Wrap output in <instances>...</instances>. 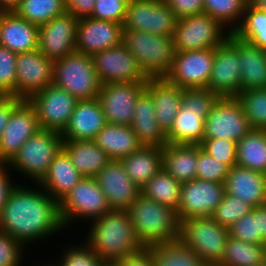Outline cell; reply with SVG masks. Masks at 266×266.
Returning a JSON list of instances; mask_svg holds the SVG:
<instances>
[{"label":"cell","mask_w":266,"mask_h":266,"mask_svg":"<svg viewBox=\"0 0 266 266\" xmlns=\"http://www.w3.org/2000/svg\"><path fill=\"white\" fill-rule=\"evenodd\" d=\"M206 115L181 105L172 127L166 133L167 143L200 145L205 133Z\"/></svg>","instance_id":"34"},{"label":"cell","mask_w":266,"mask_h":266,"mask_svg":"<svg viewBox=\"0 0 266 266\" xmlns=\"http://www.w3.org/2000/svg\"><path fill=\"white\" fill-rule=\"evenodd\" d=\"M120 161L126 174L141 189L162 170L163 147L142 146Z\"/></svg>","instance_id":"31"},{"label":"cell","mask_w":266,"mask_h":266,"mask_svg":"<svg viewBox=\"0 0 266 266\" xmlns=\"http://www.w3.org/2000/svg\"><path fill=\"white\" fill-rule=\"evenodd\" d=\"M258 232L266 244V204L258 206Z\"/></svg>","instance_id":"57"},{"label":"cell","mask_w":266,"mask_h":266,"mask_svg":"<svg viewBox=\"0 0 266 266\" xmlns=\"http://www.w3.org/2000/svg\"><path fill=\"white\" fill-rule=\"evenodd\" d=\"M112 266H153V264L148 253L143 250L136 255L114 261Z\"/></svg>","instance_id":"55"},{"label":"cell","mask_w":266,"mask_h":266,"mask_svg":"<svg viewBox=\"0 0 266 266\" xmlns=\"http://www.w3.org/2000/svg\"><path fill=\"white\" fill-rule=\"evenodd\" d=\"M137 238L144 248L180 237L177 210L140 194L128 209Z\"/></svg>","instance_id":"3"},{"label":"cell","mask_w":266,"mask_h":266,"mask_svg":"<svg viewBox=\"0 0 266 266\" xmlns=\"http://www.w3.org/2000/svg\"><path fill=\"white\" fill-rule=\"evenodd\" d=\"M201 148L212 158L230 168L237 165V143L227 139H203Z\"/></svg>","instance_id":"47"},{"label":"cell","mask_w":266,"mask_h":266,"mask_svg":"<svg viewBox=\"0 0 266 266\" xmlns=\"http://www.w3.org/2000/svg\"><path fill=\"white\" fill-rule=\"evenodd\" d=\"M152 97L159 126L167 133L182 105L183 89L164 78H149L145 89Z\"/></svg>","instance_id":"27"},{"label":"cell","mask_w":266,"mask_h":266,"mask_svg":"<svg viewBox=\"0 0 266 266\" xmlns=\"http://www.w3.org/2000/svg\"><path fill=\"white\" fill-rule=\"evenodd\" d=\"M40 130L34 107L11 96V115L0 137V163L8 164L24 143Z\"/></svg>","instance_id":"10"},{"label":"cell","mask_w":266,"mask_h":266,"mask_svg":"<svg viewBox=\"0 0 266 266\" xmlns=\"http://www.w3.org/2000/svg\"><path fill=\"white\" fill-rule=\"evenodd\" d=\"M177 18L162 0H128L123 29L173 36Z\"/></svg>","instance_id":"11"},{"label":"cell","mask_w":266,"mask_h":266,"mask_svg":"<svg viewBox=\"0 0 266 266\" xmlns=\"http://www.w3.org/2000/svg\"><path fill=\"white\" fill-rule=\"evenodd\" d=\"M21 0H0V13L14 12L20 5Z\"/></svg>","instance_id":"58"},{"label":"cell","mask_w":266,"mask_h":266,"mask_svg":"<svg viewBox=\"0 0 266 266\" xmlns=\"http://www.w3.org/2000/svg\"><path fill=\"white\" fill-rule=\"evenodd\" d=\"M62 148L61 133L40 129L24 143L8 166L24 173L37 184L47 174L50 164Z\"/></svg>","instance_id":"7"},{"label":"cell","mask_w":266,"mask_h":266,"mask_svg":"<svg viewBox=\"0 0 266 266\" xmlns=\"http://www.w3.org/2000/svg\"><path fill=\"white\" fill-rule=\"evenodd\" d=\"M39 26L15 12L0 13V45L18 54L38 49Z\"/></svg>","instance_id":"25"},{"label":"cell","mask_w":266,"mask_h":266,"mask_svg":"<svg viewBox=\"0 0 266 266\" xmlns=\"http://www.w3.org/2000/svg\"><path fill=\"white\" fill-rule=\"evenodd\" d=\"M228 35L227 29L205 13L180 18L177 19L173 35L175 51L216 48Z\"/></svg>","instance_id":"9"},{"label":"cell","mask_w":266,"mask_h":266,"mask_svg":"<svg viewBox=\"0 0 266 266\" xmlns=\"http://www.w3.org/2000/svg\"><path fill=\"white\" fill-rule=\"evenodd\" d=\"M229 229L230 237L246 243L264 245V238L258 232V206L252 212L241 217Z\"/></svg>","instance_id":"44"},{"label":"cell","mask_w":266,"mask_h":266,"mask_svg":"<svg viewBox=\"0 0 266 266\" xmlns=\"http://www.w3.org/2000/svg\"><path fill=\"white\" fill-rule=\"evenodd\" d=\"M177 19L203 13L204 0H162Z\"/></svg>","instance_id":"52"},{"label":"cell","mask_w":266,"mask_h":266,"mask_svg":"<svg viewBox=\"0 0 266 266\" xmlns=\"http://www.w3.org/2000/svg\"><path fill=\"white\" fill-rule=\"evenodd\" d=\"M198 145L170 144L163 146L162 169L181 184L196 179Z\"/></svg>","instance_id":"30"},{"label":"cell","mask_w":266,"mask_h":266,"mask_svg":"<svg viewBox=\"0 0 266 266\" xmlns=\"http://www.w3.org/2000/svg\"><path fill=\"white\" fill-rule=\"evenodd\" d=\"M94 178L112 210H128L141 194L120 160H111Z\"/></svg>","instance_id":"22"},{"label":"cell","mask_w":266,"mask_h":266,"mask_svg":"<svg viewBox=\"0 0 266 266\" xmlns=\"http://www.w3.org/2000/svg\"><path fill=\"white\" fill-rule=\"evenodd\" d=\"M219 96L207 88L183 89L182 105L188 110L203 111L207 116Z\"/></svg>","instance_id":"48"},{"label":"cell","mask_w":266,"mask_h":266,"mask_svg":"<svg viewBox=\"0 0 266 266\" xmlns=\"http://www.w3.org/2000/svg\"><path fill=\"white\" fill-rule=\"evenodd\" d=\"M237 165L266 174V130L252 129L237 142Z\"/></svg>","instance_id":"36"},{"label":"cell","mask_w":266,"mask_h":266,"mask_svg":"<svg viewBox=\"0 0 266 266\" xmlns=\"http://www.w3.org/2000/svg\"><path fill=\"white\" fill-rule=\"evenodd\" d=\"M14 12L28 22L40 26L64 14L66 8L64 0H21Z\"/></svg>","instance_id":"40"},{"label":"cell","mask_w":266,"mask_h":266,"mask_svg":"<svg viewBox=\"0 0 266 266\" xmlns=\"http://www.w3.org/2000/svg\"><path fill=\"white\" fill-rule=\"evenodd\" d=\"M144 250L148 253L153 266H206L180 239L153 244Z\"/></svg>","instance_id":"35"},{"label":"cell","mask_w":266,"mask_h":266,"mask_svg":"<svg viewBox=\"0 0 266 266\" xmlns=\"http://www.w3.org/2000/svg\"><path fill=\"white\" fill-rule=\"evenodd\" d=\"M66 12L77 19L90 17L95 6V0H64Z\"/></svg>","instance_id":"53"},{"label":"cell","mask_w":266,"mask_h":266,"mask_svg":"<svg viewBox=\"0 0 266 266\" xmlns=\"http://www.w3.org/2000/svg\"><path fill=\"white\" fill-rule=\"evenodd\" d=\"M61 259L63 260L60 263L56 262V265L51 266H101L104 263L87 243L80 247L71 246L65 250Z\"/></svg>","instance_id":"49"},{"label":"cell","mask_w":266,"mask_h":266,"mask_svg":"<svg viewBox=\"0 0 266 266\" xmlns=\"http://www.w3.org/2000/svg\"><path fill=\"white\" fill-rule=\"evenodd\" d=\"M252 128L236 97H219L205 119L203 139L241 140Z\"/></svg>","instance_id":"14"},{"label":"cell","mask_w":266,"mask_h":266,"mask_svg":"<svg viewBox=\"0 0 266 266\" xmlns=\"http://www.w3.org/2000/svg\"><path fill=\"white\" fill-rule=\"evenodd\" d=\"M11 115V96L0 95V137Z\"/></svg>","instance_id":"56"},{"label":"cell","mask_w":266,"mask_h":266,"mask_svg":"<svg viewBox=\"0 0 266 266\" xmlns=\"http://www.w3.org/2000/svg\"><path fill=\"white\" fill-rule=\"evenodd\" d=\"M128 0H95L90 17L122 24L125 18Z\"/></svg>","instance_id":"50"},{"label":"cell","mask_w":266,"mask_h":266,"mask_svg":"<svg viewBox=\"0 0 266 266\" xmlns=\"http://www.w3.org/2000/svg\"><path fill=\"white\" fill-rule=\"evenodd\" d=\"M225 191L252 207L266 204V174L235 165L226 177Z\"/></svg>","instance_id":"26"},{"label":"cell","mask_w":266,"mask_h":266,"mask_svg":"<svg viewBox=\"0 0 266 266\" xmlns=\"http://www.w3.org/2000/svg\"><path fill=\"white\" fill-rule=\"evenodd\" d=\"M112 208L94 177H83L65 197L59 201V213L64 228L78 218L95 220ZM67 226V227H66Z\"/></svg>","instance_id":"8"},{"label":"cell","mask_w":266,"mask_h":266,"mask_svg":"<svg viewBox=\"0 0 266 266\" xmlns=\"http://www.w3.org/2000/svg\"><path fill=\"white\" fill-rule=\"evenodd\" d=\"M252 209L247 202L225 193L211 217L219 225L229 228L241 217L252 212Z\"/></svg>","instance_id":"43"},{"label":"cell","mask_w":266,"mask_h":266,"mask_svg":"<svg viewBox=\"0 0 266 266\" xmlns=\"http://www.w3.org/2000/svg\"><path fill=\"white\" fill-rule=\"evenodd\" d=\"M78 20L74 15L65 12L40 25L38 50L53 61L76 51Z\"/></svg>","instance_id":"19"},{"label":"cell","mask_w":266,"mask_h":266,"mask_svg":"<svg viewBox=\"0 0 266 266\" xmlns=\"http://www.w3.org/2000/svg\"><path fill=\"white\" fill-rule=\"evenodd\" d=\"M234 33L241 39L266 49V11L255 9L247 3L242 22Z\"/></svg>","instance_id":"41"},{"label":"cell","mask_w":266,"mask_h":266,"mask_svg":"<svg viewBox=\"0 0 266 266\" xmlns=\"http://www.w3.org/2000/svg\"><path fill=\"white\" fill-rule=\"evenodd\" d=\"M145 89L146 82L102 84L97 98L106 122L130 126L137 98Z\"/></svg>","instance_id":"17"},{"label":"cell","mask_w":266,"mask_h":266,"mask_svg":"<svg viewBox=\"0 0 266 266\" xmlns=\"http://www.w3.org/2000/svg\"><path fill=\"white\" fill-rule=\"evenodd\" d=\"M265 245L246 243L233 237L228 238L224 256L217 266H258L265 263Z\"/></svg>","instance_id":"38"},{"label":"cell","mask_w":266,"mask_h":266,"mask_svg":"<svg viewBox=\"0 0 266 266\" xmlns=\"http://www.w3.org/2000/svg\"><path fill=\"white\" fill-rule=\"evenodd\" d=\"M77 101L66 90L53 84L28 99L34 107L40 129L58 133L65 130Z\"/></svg>","instance_id":"13"},{"label":"cell","mask_w":266,"mask_h":266,"mask_svg":"<svg viewBox=\"0 0 266 266\" xmlns=\"http://www.w3.org/2000/svg\"><path fill=\"white\" fill-rule=\"evenodd\" d=\"M101 266H112L111 263H103Z\"/></svg>","instance_id":"60"},{"label":"cell","mask_w":266,"mask_h":266,"mask_svg":"<svg viewBox=\"0 0 266 266\" xmlns=\"http://www.w3.org/2000/svg\"><path fill=\"white\" fill-rule=\"evenodd\" d=\"M122 43L148 78H164L175 57L173 36L123 29Z\"/></svg>","instance_id":"4"},{"label":"cell","mask_w":266,"mask_h":266,"mask_svg":"<svg viewBox=\"0 0 266 266\" xmlns=\"http://www.w3.org/2000/svg\"><path fill=\"white\" fill-rule=\"evenodd\" d=\"M23 249V244L0 230V266H20Z\"/></svg>","instance_id":"51"},{"label":"cell","mask_w":266,"mask_h":266,"mask_svg":"<svg viewBox=\"0 0 266 266\" xmlns=\"http://www.w3.org/2000/svg\"><path fill=\"white\" fill-rule=\"evenodd\" d=\"M82 178L62 148L50 164L47 174L37 185L59 202Z\"/></svg>","instance_id":"29"},{"label":"cell","mask_w":266,"mask_h":266,"mask_svg":"<svg viewBox=\"0 0 266 266\" xmlns=\"http://www.w3.org/2000/svg\"><path fill=\"white\" fill-rule=\"evenodd\" d=\"M214 48L175 52L164 79L182 89L207 88L213 66Z\"/></svg>","instance_id":"12"},{"label":"cell","mask_w":266,"mask_h":266,"mask_svg":"<svg viewBox=\"0 0 266 266\" xmlns=\"http://www.w3.org/2000/svg\"><path fill=\"white\" fill-rule=\"evenodd\" d=\"M247 3L248 0H204L203 13L217 20L224 28L228 27L229 32H234L242 22Z\"/></svg>","instance_id":"39"},{"label":"cell","mask_w":266,"mask_h":266,"mask_svg":"<svg viewBox=\"0 0 266 266\" xmlns=\"http://www.w3.org/2000/svg\"><path fill=\"white\" fill-rule=\"evenodd\" d=\"M6 167H8V164L0 163V213L8 200L10 192L17 185L11 182L12 180L8 176V170H5Z\"/></svg>","instance_id":"54"},{"label":"cell","mask_w":266,"mask_h":266,"mask_svg":"<svg viewBox=\"0 0 266 266\" xmlns=\"http://www.w3.org/2000/svg\"><path fill=\"white\" fill-rule=\"evenodd\" d=\"M252 129L266 130V88L240 91L236 96Z\"/></svg>","instance_id":"42"},{"label":"cell","mask_w":266,"mask_h":266,"mask_svg":"<svg viewBox=\"0 0 266 266\" xmlns=\"http://www.w3.org/2000/svg\"><path fill=\"white\" fill-rule=\"evenodd\" d=\"M52 84L77 100L97 98L102 85L91 56L77 51L54 60Z\"/></svg>","instance_id":"5"},{"label":"cell","mask_w":266,"mask_h":266,"mask_svg":"<svg viewBox=\"0 0 266 266\" xmlns=\"http://www.w3.org/2000/svg\"><path fill=\"white\" fill-rule=\"evenodd\" d=\"M229 171L228 165L218 162L198 145L196 179L225 184Z\"/></svg>","instance_id":"45"},{"label":"cell","mask_w":266,"mask_h":266,"mask_svg":"<svg viewBox=\"0 0 266 266\" xmlns=\"http://www.w3.org/2000/svg\"><path fill=\"white\" fill-rule=\"evenodd\" d=\"M62 229L59 202L43 188L36 190L17 184L0 213V230L23 245Z\"/></svg>","instance_id":"1"},{"label":"cell","mask_w":266,"mask_h":266,"mask_svg":"<svg viewBox=\"0 0 266 266\" xmlns=\"http://www.w3.org/2000/svg\"><path fill=\"white\" fill-rule=\"evenodd\" d=\"M63 149L83 177H95L111 161L93 140L63 141Z\"/></svg>","instance_id":"33"},{"label":"cell","mask_w":266,"mask_h":266,"mask_svg":"<svg viewBox=\"0 0 266 266\" xmlns=\"http://www.w3.org/2000/svg\"><path fill=\"white\" fill-rule=\"evenodd\" d=\"M229 229L212 217L189 218L180 221L179 239L192 249L206 266H217L229 238Z\"/></svg>","instance_id":"6"},{"label":"cell","mask_w":266,"mask_h":266,"mask_svg":"<svg viewBox=\"0 0 266 266\" xmlns=\"http://www.w3.org/2000/svg\"><path fill=\"white\" fill-rule=\"evenodd\" d=\"M141 194L177 210L180 202L181 183L162 169L141 188Z\"/></svg>","instance_id":"37"},{"label":"cell","mask_w":266,"mask_h":266,"mask_svg":"<svg viewBox=\"0 0 266 266\" xmlns=\"http://www.w3.org/2000/svg\"><path fill=\"white\" fill-rule=\"evenodd\" d=\"M258 266H266V263H263V264H261V265H258Z\"/></svg>","instance_id":"62"},{"label":"cell","mask_w":266,"mask_h":266,"mask_svg":"<svg viewBox=\"0 0 266 266\" xmlns=\"http://www.w3.org/2000/svg\"><path fill=\"white\" fill-rule=\"evenodd\" d=\"M107 124L98 98L78 100L65 130L63 141H89Z\"/></svg>","instance_id":"23"},{"label":"cell","mask_w":266,"mask_h":266,"mask_svg":"<svg viewBox=\"0 0 266 266\" xmlns=\"http://www.w3.org/2000/svg\"><path fill=\"white\" fill-rule=\"evenodd\" d=\"M225 184L194 179L181 184L179 220L211 217L225 195Z\"/></svg>","instance_id":"16"},{"label":"cell","mask_w":266,"mask_h":266,"mask_svg":"<svg viewBox=\"0 0 266 266\" xmlns=\"http://www.w3.org/2000/svg\"><path fill=\"white\" fill-rule=\"evenodd\" d=\"M240 74L238 52L225 40L214 48L213 66L207 89L219 97H236L241 91Z\"/></svg>","instance_id":"20"},{"label":"cell","mask_w":266,"mask_h":266,"mask_svg":"<svg viewBox=\"0 0 266 266\" xmlns=\"http://www.w3.org/2000/svg\"><path fill=\"white\" fill-rule=\"evenodd\" d=\"M238 52L241 66V91L266 88V55L264 49L229 32L226 39Z\"/></svg>","instance_id":"24"},{"label":"cell","mask_w":266,"mask_h":266,"mask_svg":"<svg viewBox=\"0 0 266 266\" xmlns=\"http://www.w3.org/2000/svg\"><path fill=\"white\" fill-rule=\"evenodd\" d=\"M93 141L111 160H120L143 146L130 126L109 123Z\"/></svg>","instance_id":"32"},{"label":"cell","mask_w":266,"mask_h":266,"mask_svg":"<svg viewBox=\"0 0 266 266\" xmlns=\"http://www.w3.org/2000/svg\"><path fill=\"white\" fill-rule=\"evenodd\" d=\"M123 26L117 22L98 20L92 17L80 18L77 24V52L92 56L122 43Z\"/></svg>","instance_id":"21"},{"label":"cell","mask_w":266,"mask_h":266,"mask_svg":"<svg viewBox=\"0 0 266 266\" xmlns=\"http://www.w3.org/2000/svg\"><path fill=\"white\" fill-rule=\"evenodd\" d=\"M130 127L143 146L163 147L167 144L166 133L159 126L151 95L144 90L137 98Z\"/></svg>","instance_id":"28"},{"label":"cell","mask_w":266,"mask_h":266,"mask_svg":"<svg viewBox=\"0 0 266 266\" xmlns=\"http://www.w3.org/2000/svg\"><path fill=\"white\" fill-rule=\"evenodd\" d=\"M53 60L38 49L18 53L16 58V98L28 100L52 84Z\"/></svg>","instance_id":"18"},{"label":"cell","mask_w":266,"mask_h":266,"mask_svg":"<svg viewBox=\"0 0 266 266\" xmlns=\"http://www.w3.org/2000/svg\"><path fill=\"white\" fill-rule=\"evenodd\" d=\"M86 243L104 263L127 258L145 248L136 236L128 210H111L93 220Z\"/></svg>","instance_id":"2"},{"label":"cell","mask_w":266,"mask_h":266,"mask_svg":"<svg viewBox=\"0 0 266 266\" xmlns=\"http://www.w3.org/2000/svg\"><path fill=\"white\" fill-rule=\"evenodd\" d=\"M248 3L255 9L266 11V0H248Z\"/></svg>","instance_id":"59"},{"label":"cell","mask_w":266,"mask_h":266,"mask_svg":"<svg viewBox=\"0 0 266 266\" xmlns=\"http://www.w3.org/2000/svg\"><path fill=\"white\" fill-rule=\"evenodd\" d=\"M17 54L0 45V95L16 98Z\"/></svg>","instance_id":"46"},{"label":"cell","mask_w":266,"mask_h":266,"mask_svg":"<svg viewBox=\"0 0 266 266\" xmlns=\"http://www.w3.org/2000/svg\"><path fill=\"white\" fill-rule=\"evenodd\" d=\"M264 258H265V263H266V244H265V249H264Z\"/></svg>","instance_id":"61"},{"label":"cell","mask_w":266,"mask_h":266,"mask_svg":"<svg viewBox=\"0 0 266 266\" xmlns=\"http://www.w3.org/2000/svg\"><path fill=\"white\" fill-rule=\"evenodd\" d=\"M102 84L137 83L149 79L123 43L91 56Z\"/></svg>","instance_id":"15"}]
</instances>
